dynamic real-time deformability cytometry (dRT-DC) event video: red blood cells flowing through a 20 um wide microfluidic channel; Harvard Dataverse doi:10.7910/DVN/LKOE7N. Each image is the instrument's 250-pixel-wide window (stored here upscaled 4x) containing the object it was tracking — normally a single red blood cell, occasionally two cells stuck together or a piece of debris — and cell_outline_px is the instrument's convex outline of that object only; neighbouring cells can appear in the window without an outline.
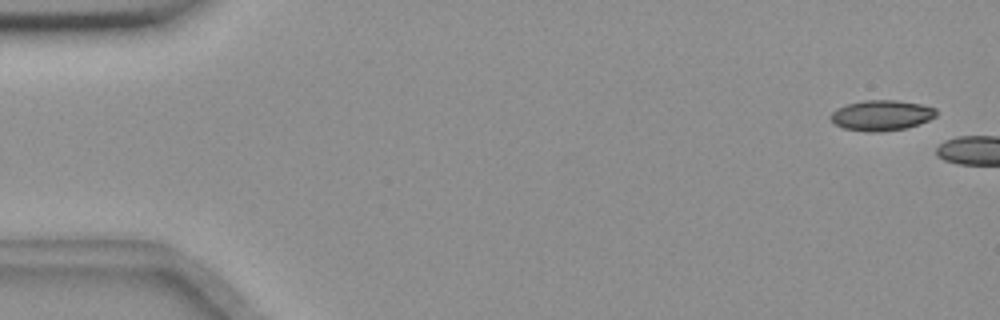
{"species": "common noctule bat (a hibernating species)", "species_latin": "Nyctalus noctula", "temperature_condition": "room temperature", "stored_images_in_passage": 7, "camera_frame_rate_fps": 3000, "um_per_image_px": 0.085, "animal": {"sex": "female", "body_mass_g": 18.4}, "frame": {"image": 1, "passage_image": 3, "time_ms": 0.667, "image_size_px": [1000, 320], "cell_outline_px": [[936, 116], [928, 120], [904, 128], [880, 132], [868, 132], [844, 128], [836, 124], [828, 116], [836, 108], [848, 104], [864, 100], [896, 100], [920, 104], [936, 108]], "centroid_in_image_um": [74.9, 9.8], "position_along_channel_um": 10.1, "area_um2": 18.55}}